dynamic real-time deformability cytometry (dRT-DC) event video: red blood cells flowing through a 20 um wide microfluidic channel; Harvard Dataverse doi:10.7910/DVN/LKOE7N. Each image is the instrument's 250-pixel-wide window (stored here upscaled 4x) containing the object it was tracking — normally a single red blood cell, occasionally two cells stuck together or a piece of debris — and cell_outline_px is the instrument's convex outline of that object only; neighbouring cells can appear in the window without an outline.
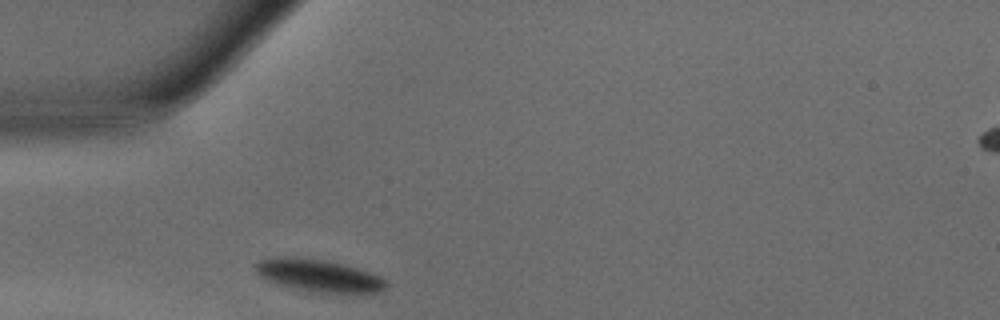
{"species": "common noctule bat (a hibernating species)", "species_latin": "Nyctalus noctula", "temperature_condition": "warm", "stored_images_in_passage": 24, "camera_frame_rate_fps": 3000, "um_per_image_px": 0.085, "animal": {"sex": "male", "body_mass_g": 15.6}, "frame": {"image": 1, "passage_image": 1, "time_ms": 0.0, "image_size_px": [1000, 320], "cell_outline_px": [[388, 284], [380, 292], [308, 292], [268, 280], [256, 272], [256, 264], [260, 260], [272, 256], [296, 256], [324, 260], [356, 268], [380, 276]], "centroid_in_image_um": [27.05, 23.4], "position_along_channel_um": 57.9, "area_um2": 24.22}}
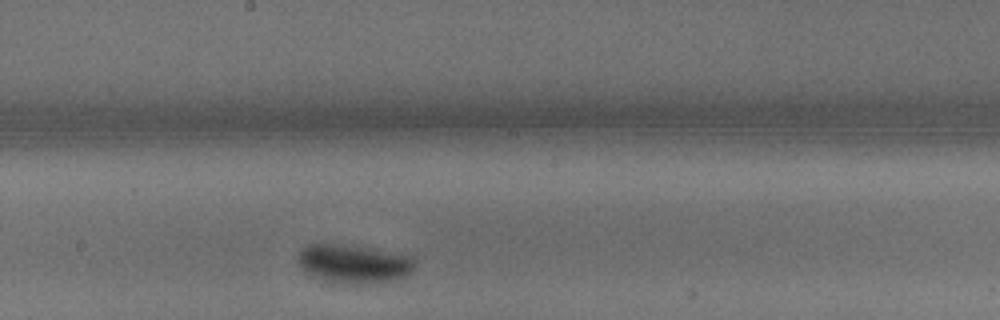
{"frame": {"image": 2, "passage_image": 13, "time_ms": 4.0, "image_size_px": [1000, 320], "cell_outline_px": [[416, 264], [404, 276], [380, 284], [332, 284], [308, 272], [296, 260], [296, 256], [308, 244], [352, 244], [396, 252], [412, 256], [416, 260]], "centroid_in_image_um": [30.1, 22.42], "position_along_channel_um": 218.1, "area_um2": 26.82}}
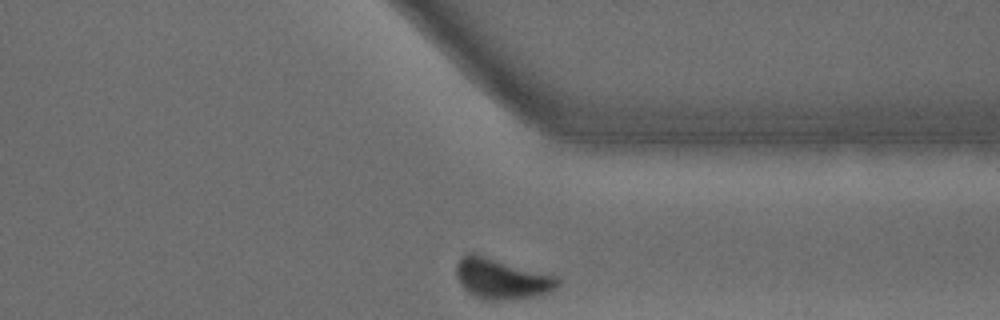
{"frame": {"image": 3, "passage_image": 24, "time_ms": 7.667, "image_size_px": [1000, 320], "cell_outline_px": [[560, 284], [556, 288], [548, 292], [532, 296], [512, 300], [484, 300], [468, 292], [460, 284], [456, 276], [456, 264], [460, 256], [468, 252], [472, 252], [556, 276], [560, 280]], "centroid_in_image_um": [42.6, 23.68], "position_along_channel_um": 368.8, "area_um2": 23.99}, "authors_computed_cell_mechanics": {"area_um2": 25.4031, "velocity_mm_per_s": 4.1196, "shape_relaxation_time_tau1_ms": 2.6697, "shape_relaxation_time_tau2_ms": null, "deformation_change_tau1": 0.1203, "deformation_change_tau2": null}}